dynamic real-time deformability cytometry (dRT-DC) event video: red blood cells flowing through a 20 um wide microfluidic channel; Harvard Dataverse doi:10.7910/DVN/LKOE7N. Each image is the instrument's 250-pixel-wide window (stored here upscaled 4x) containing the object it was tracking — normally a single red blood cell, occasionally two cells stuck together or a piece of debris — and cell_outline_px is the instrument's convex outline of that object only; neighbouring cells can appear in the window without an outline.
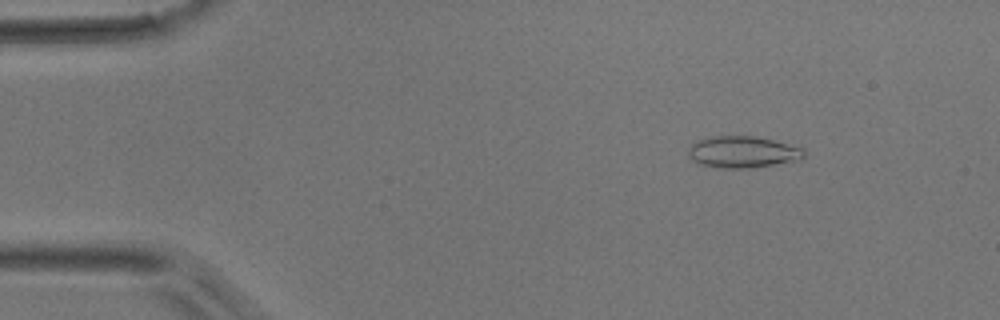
{"species": "common noctule bat (a hibernating species)", "species_latin": "Nyctalus noctula", "temperature_condition": "room temperature", "stored_images_in_passage": 49, "camera_frame_rate_fps": 3000, "um_per_image_px": 0.085, "animal": {"sex": "male", "body_mass_g": 17.9}, "frame": {"image": 1, "passage_image": 6, "time_ms": 1.667, "image_size_px": [1000, 320], "cell_outline_px": [[804, 156], [792, 160], [772, 164], [748, 168], [716, 168], [700, 164], [692, 160], [688, 156], [688, 148], [696, 140], [716, 136], [756, 136], [804, 148]], "centroid_in_image_um": [63.05, 12.91], "position_along_channel_um": 22.0, "area_um2": 21.04}}
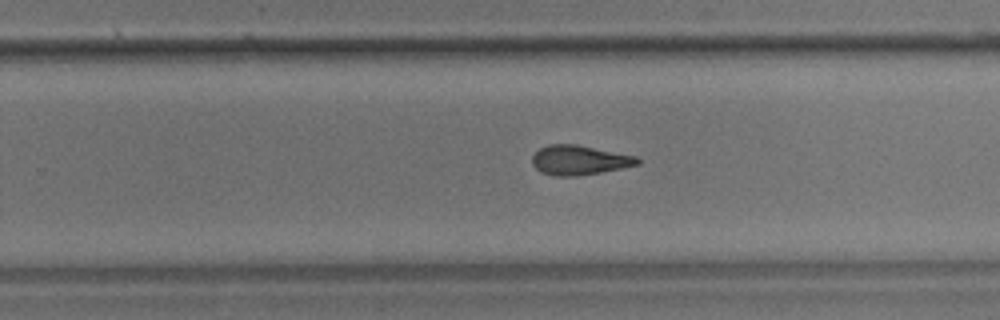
{"frame": {"image": 2, "passage_image": 31, "time_ms": 10.0, "image_size_px": [1000, 320], "cell_outline_px": [[640, 164], [600, 172], [576, 176], [552, 176], [540, 172], [532, 164], [532, 156], [540, 148], [548, 144], [576, 144], [636, 156], [640, 160]], "centroid_in_image_um": [49.21, 13.61], "position_along_channel_um": 280.6, "area_um2": 18.09}}
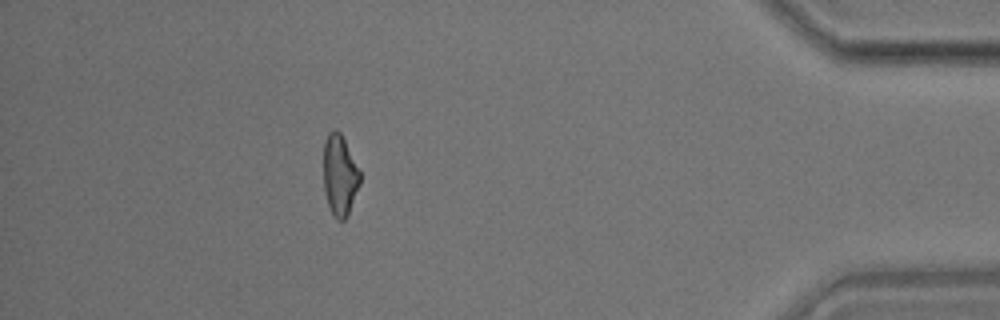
{"frame": {"image": 3, "passage_image": 44, "time_ms": 14.333, "image_size_px": [1000, 320], "cell_outline_px": [[360, 184], [348, 216], [344, 220], [336, 220], [328, 204], [324, 192], [324, 144], [328, 132], [332, 128], [336, 128], [340, 132], [360, 172]], "centroid_in_image_um": [28.87, 14.9], "position_along_channel_um": 406.3, "area_um2": 17.17}}